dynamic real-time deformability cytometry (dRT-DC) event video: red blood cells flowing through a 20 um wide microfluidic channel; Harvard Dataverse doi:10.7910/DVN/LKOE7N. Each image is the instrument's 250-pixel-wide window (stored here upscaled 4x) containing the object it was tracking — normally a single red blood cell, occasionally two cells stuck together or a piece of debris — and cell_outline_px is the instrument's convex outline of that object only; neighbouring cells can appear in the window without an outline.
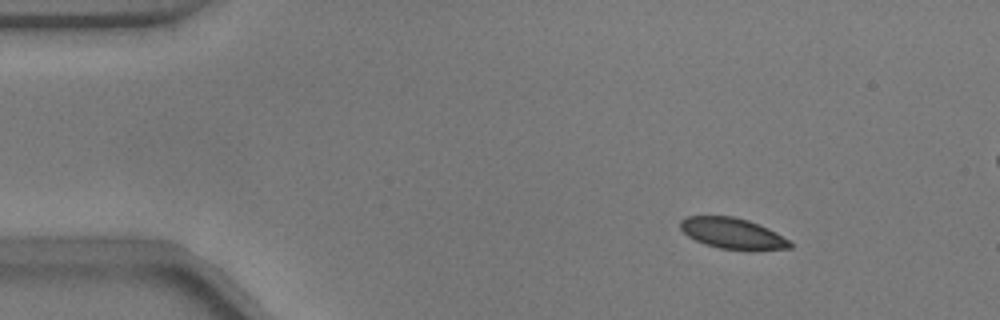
{"species": "common noctule bat (a hibernating species)", "species_latin": "Nyctalus noctula", "temperature_condition": "warm", "stored_images_in_passage": 55, "camera_frame_rate_fps": 3000, "um_per_image_px": 0.085, "animal": {"sex": "male", "body_mass_g": 17.9}, "frame": {"image": 1, "passage_image": 7, "time_ms": 2.0, "image_size_px": [1000, 320], "cell_outline_px": [[792, 248], [720, 248], [704, 244], [688, 236], [680, 228], [680, 220], [688, 216], [732, 216], [748, 220], [768, 228], [776, 232], [788, 240], [792, 244]], "centroid_in_image_um": [62.2, 19.8], "position_along_channel_um": 22.8, "area_um2": 19.02}}
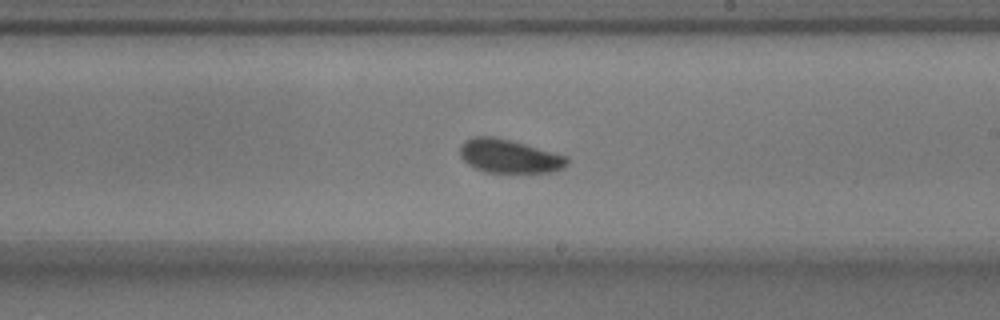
{"frame": {"image": 2, "passage_image": 31, "time_ms": 10.0, "image_size_px": [1000, 320], "cell_outline_px": [[568, 164], [564, 168], [552, 172], [484, 172], [468, 164], [460, 156], [460, 144], [464, 140], [476, 136], [492, 136], [524, 144], [568, 156]], "centroid_in_image_um": [43.27, 13.28], "position_along_channel_um": 245.7, "area_um2": 20.87}}
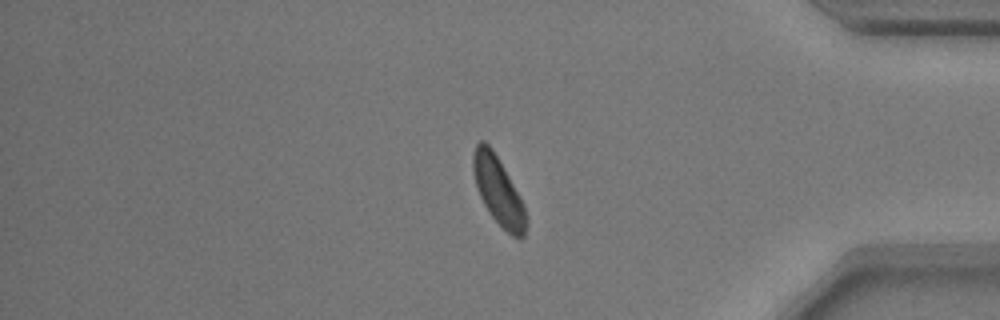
{"frame": {"image": 3, "passage_image": 45, "time_ms": 14.667, "image_size_px": [1000, 320], "cell_outline_px": [[528, 224], [524, 236], [512, 236], [492, 216], [484, 204], [476, 188], [472, 172], [472, 152], [476, 144], [480, 140], [484, 140], [492, 148], [520, 196], [524, 204], [528, 216]], "centroid_in_image_um": [42.35, 16.19], "position_along_channel_um": 392.9, "area_um2": 21.04}, "authors_computed_cell_mechanics": {"area_um2": 20.9236, "velocity_mm_per_s": 3.7272, "shape_relaxation_time_tau1_ms": 2.0086, "shape_relaxation_time_tau2_ms": null, "deformation_change_tau1": 0.0917, "deformation_change_tau2": null}}